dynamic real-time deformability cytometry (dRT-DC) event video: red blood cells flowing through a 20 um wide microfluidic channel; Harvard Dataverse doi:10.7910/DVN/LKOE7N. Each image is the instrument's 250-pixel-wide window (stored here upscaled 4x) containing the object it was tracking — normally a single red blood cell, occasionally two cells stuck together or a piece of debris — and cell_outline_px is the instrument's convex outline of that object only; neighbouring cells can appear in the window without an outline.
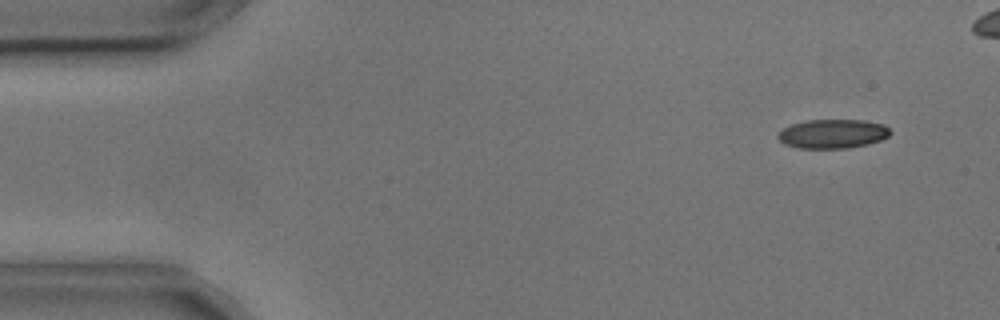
{"species": "common noctule bat (a hibernating species)", "species_latin": "Nyctalus noctula", "temperature_condition": "cold", "stored_images_in_passage": 5, "camera_frame_rate_fps": 3000, "um_per_image_px": 0.085, "animal": {"sex": "male", "body_mass_g": 17.9, "forearm_length_mm": 54.2}, "frame": {"image": 1, "passage_image": 1, "time_ms": 0.0, "image_size_px": [1000, 320], "cell_outline_px": [[892, 132], [888, 136], [880, 140], [868, 144], [848, 148], [800, 148], [784, 144], [776, 136], [784, 128], [792, 124], [808, 120], [864, 120], [884, 124]], "centroid_in_image_um": [70.8, 11.37], "position_along_channel_um": 14.2, "area_um2": 18.96}}